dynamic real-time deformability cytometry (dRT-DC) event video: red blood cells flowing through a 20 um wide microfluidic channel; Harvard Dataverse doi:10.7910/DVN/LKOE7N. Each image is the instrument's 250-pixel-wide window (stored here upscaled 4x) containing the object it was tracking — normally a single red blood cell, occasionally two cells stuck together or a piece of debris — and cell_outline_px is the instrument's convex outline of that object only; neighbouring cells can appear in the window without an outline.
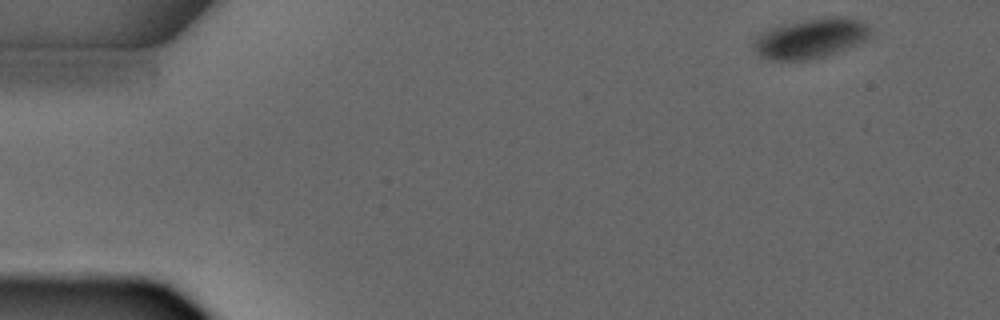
{"species": "common noctule bat (a hibernating species)", "species_latin": "Nyctalus noctula", "temperature_condition": "warm", "stored_images_in_passage": 4, "camera_frame_rate_fps": 3000, "um_per_image_px": 0.085, "animal": {"sex": "male", "forearm_length_mm": 52.5}, "frame": {"image": 1, "passage_image": 4, "time_ms": 3.667, "image_size_px": [1000, 320], "cell_outline_px": [[872, 36], [868, 40], [860, 44], [828, 56], [812, 60], [768, 60], [760, 56], [752, 48], [752, 40], [756, 32], [764, 28], [780, 24], [800, 20], [824, 16], [856, 16], [864, 20], [872, 28]], "centroid_in_image_um": [68.93, 3.23], "position_along_channel_um": 16.1, "area_um2": 29.02}}